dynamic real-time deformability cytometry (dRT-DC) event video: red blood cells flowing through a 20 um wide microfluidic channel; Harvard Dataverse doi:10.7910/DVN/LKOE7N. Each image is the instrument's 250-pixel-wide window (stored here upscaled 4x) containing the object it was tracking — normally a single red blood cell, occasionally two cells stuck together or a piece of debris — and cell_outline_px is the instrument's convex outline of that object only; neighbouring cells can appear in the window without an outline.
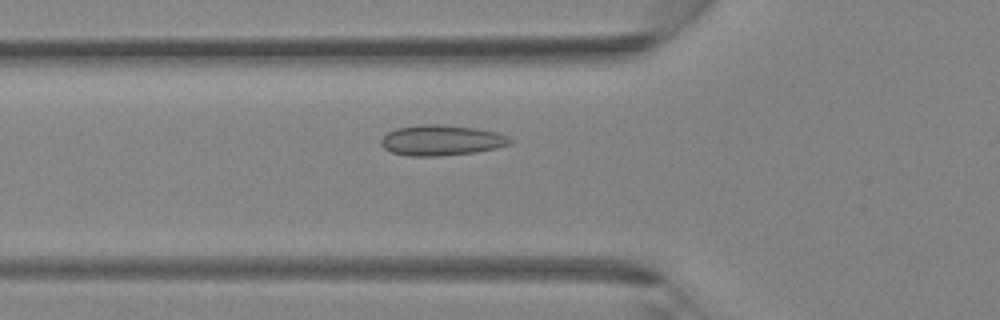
{"species": "Egyptian fruit bat (a non-hibernating species)", "species_latin": "Rousettus aegyptiacus", "temperature_condition": "room temperature", "stored_images_in_passage": 38, "camera_frame_rate_fps": 3000, "um_per_image_px": 0.085, "animal": {"sex": "female"}, "frame": {"image": 1, "passage_image": 13, "time_ms": 4.0, "image_size_px": [1000, 320], "cell_outline_px": [[516, 140], [512, 144], [496, 148], [476, 152], [440, 156], [408, 156], [392, 152], [384, 148], [380, 144], [380, 140], [388, 132], [396, 128], [420, 124], [436, 124], [476, 128], [496, 132], [508, 136]], "centroid_in_image_um": [37.55, 11.92], "position_along_channel_um": 88.3, "area_um2": 23.12}}
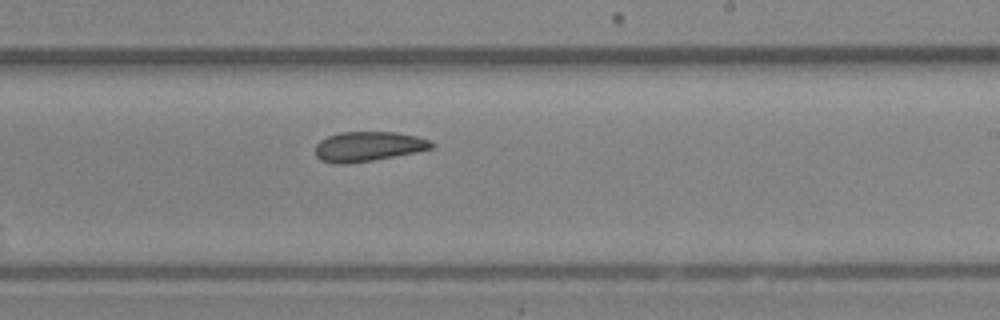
{"frame": {"image": 2, "passage_image": 23, "time_ms": 7.333, "image_size_px": [1000, 320], "cell_outline_px": [[436, 144], [432, 148], [416, 152], [372, 160], [344, 164], [336, 164], [320, 160], [316, 156], [316, 144], [320, 140], [328, 136], [340, 132], [396, 132], [416, 136], [432, 140]], "centroid_in_image_um": [31.31, 12.44], "position_along_channel_um": 257.7, "area_um2": 20.17}}
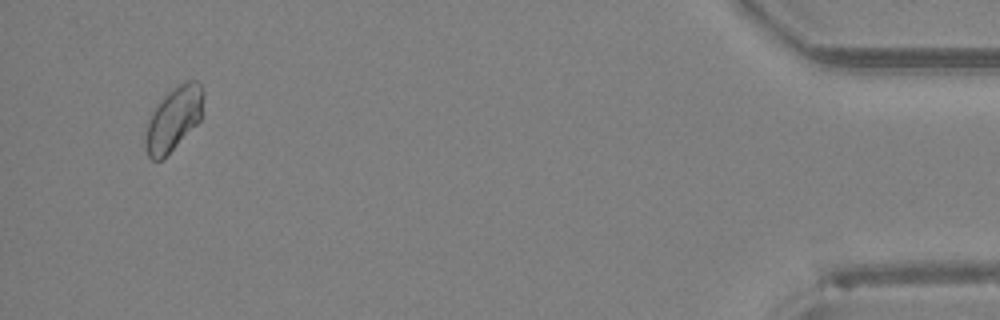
{"frame": {"image": 3, "passage_image": 37, "time_ms": 12.0, "image_size_px": [1000, 320], "cell_outline_px": [[204, 96], [200, 120], [160, 160], [152, 160], [148, 156], [144, 144], [144, 140], [148, 120], [152, 112], [164, 96], [172, 88], [188, 80], [196, 80], [204, 88]], "centroid_in_image_um": [14.75, 10.05], "position_along_channel_um": 420.4, "area_um2": 21.1}}